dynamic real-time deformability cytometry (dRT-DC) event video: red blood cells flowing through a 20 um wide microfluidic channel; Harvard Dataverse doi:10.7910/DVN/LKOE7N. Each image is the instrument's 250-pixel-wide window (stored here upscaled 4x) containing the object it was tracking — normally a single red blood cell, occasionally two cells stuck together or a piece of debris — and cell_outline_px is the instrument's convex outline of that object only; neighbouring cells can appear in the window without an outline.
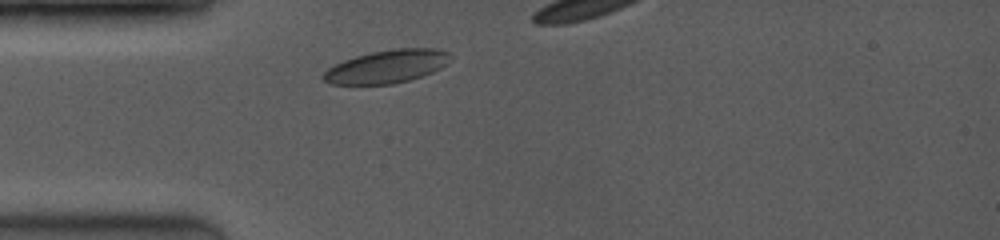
{"species": "common noctule bat (a hibernating species)", "species_latin": "Nyctalus noctula", "temperature_condition": "room temperature", "stored_images_in_passage": 10, "camera_frame_rate_fps": 3500, "um_per_image_px": 0.085, "animal": {"sex": "female", "body_mass_g": 19.0, "forearm_length_mm": 53.3}, "frame": {"image": 1, "passage_image": 1, "time_ms": 0.0, "image_size_px": [1000, 240], "cell_outline_px": [[448, 52], [444, 64], [440, 68], [432, 72], [408, 80], [392, 84], [332, 84], [324, 80], [320, 76], [328, 68], [344, 60], [356, 56], [372, 52], [392, 48], [440, 48]], "centroid_in_image_um": [32.83, 5.65], "position_along_channel_um": 52.2, "area_um2": 24.1}}
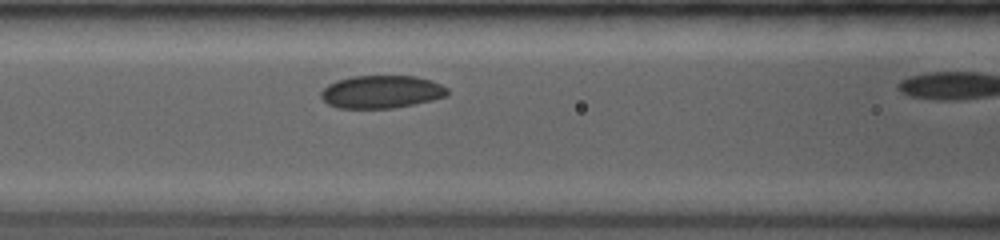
{"frame": {"image": 2, "passage_image": 6, "time_ms": 2.286, "image_size_px": [1000, 240], "cell_outline_px": [[448, 96], [412, 104], [392, 108], [340, 108], [328, 104], [320, 96], [320, 92], [328, 84], [336, 80], [352, 76], [416, 76], [432, 80], [448, 88]], "centroid_in_image_um": [32.41, 7.79], "position_along_channel_um": 134.2, "area_um2": 24.16}}
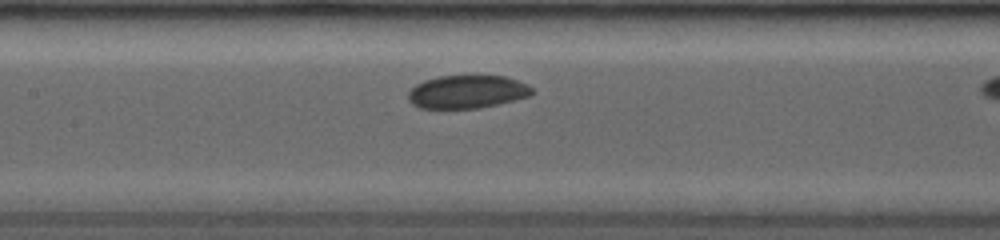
{"frame": {"image": 3, "passage_image": 9, "time_ms": 3.143, "image_size_px": [1000, 240], "cell_outline_px": [[532, 92], [528, 96], [516, 100], [476, 108], [420, 108], [412, 104], [408, 100], [408, 92], [416, 84], [424, 80], [440, 76], [504, 76], [528, 84], [532, 88]], "centroid_in_image_um": [39.68, 7.8], "position_along_channel_um": 167.7, "area_um2": 23.7}}